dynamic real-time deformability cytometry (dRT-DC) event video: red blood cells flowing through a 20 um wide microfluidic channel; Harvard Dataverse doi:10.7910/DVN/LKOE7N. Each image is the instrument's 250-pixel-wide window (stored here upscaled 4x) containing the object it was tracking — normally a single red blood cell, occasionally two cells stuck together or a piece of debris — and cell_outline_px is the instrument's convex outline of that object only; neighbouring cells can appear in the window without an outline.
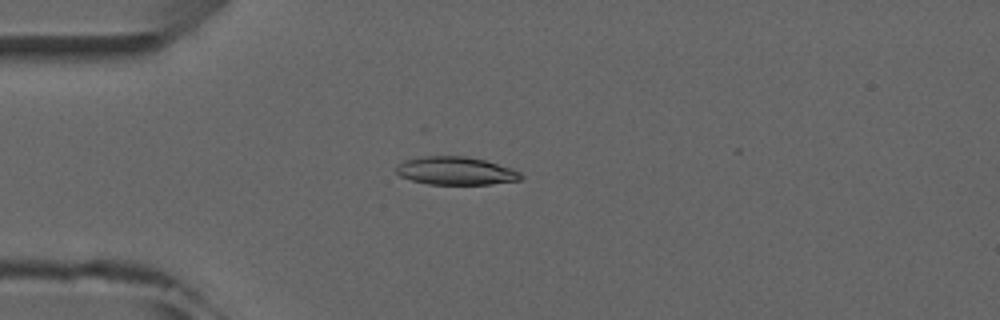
{"species": "common noctule bat (a hibernating species)", "species_latin": "Nyctalus noctula", "temperature_condition": "room temperature", "stored_images_in_passage": 2, "camera_frame_rate_fps": 3000, "um_per_image_px": 0.085, "animal": {"sex": "male", "forearm_length_mm": 52.5}, "frame": {"image": 1, "passage_image": 2, "time_ms": 2.0, "image_size_px": [1000, 320], "cell_outline_px": [[524, 176], [520, 180], [488, 184], [428, 184], [412, 180], [400, 176], [396, 172], [396, 168], [404, 160], [420, 156], [464, 156], [484, 160], [512, 168], [520, 172]], "centroid_in_image_um": [38.74, 14.52], "position_along_channel_um": 46.3, "area_um2": 20.29}}